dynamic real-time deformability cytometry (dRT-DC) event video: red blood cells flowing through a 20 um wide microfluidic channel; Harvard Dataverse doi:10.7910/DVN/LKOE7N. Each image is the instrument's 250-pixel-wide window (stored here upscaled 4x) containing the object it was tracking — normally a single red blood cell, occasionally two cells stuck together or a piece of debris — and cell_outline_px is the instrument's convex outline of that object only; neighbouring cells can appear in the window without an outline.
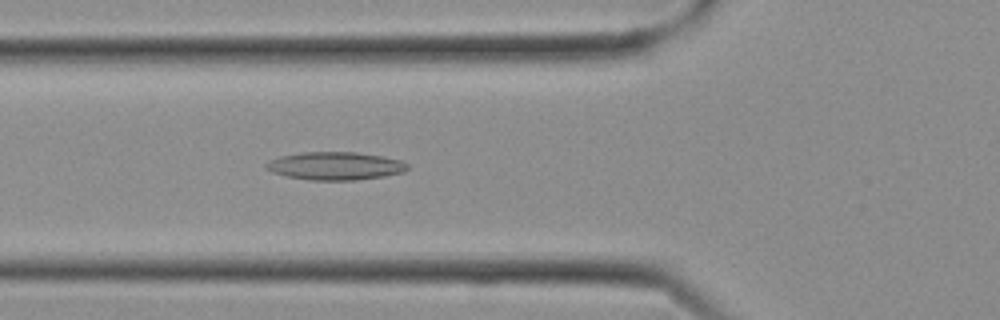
{"species": "Egyptian fruit bat (a non-hibernating species)", "species_latin": "Rousettus aegyptiacus", "temperature_condition": "cold", "stored_images_in_passage": 5, "camera_frame_rate_fps": 3000, "um_per_image_px": 0.085, "frame": {"image": 1, "passage_image": 5, "time_ms": 1.333, "image_size_px": [1000, 320], "cell_outline_px": [[408, 168], [404, 172], [384, 176], [356, 180], [312, 180], [288, 176], [272, 172], [264, 168], [264, 164], [268, 160], [280, 156], [300, 152], [356, 152], [380, 156], [400, 160], [408, 164]], "centroid_in_image_um": [28.46, 14.1], "position_along_channel_um": 97.3, "area_um2": 23.06}}